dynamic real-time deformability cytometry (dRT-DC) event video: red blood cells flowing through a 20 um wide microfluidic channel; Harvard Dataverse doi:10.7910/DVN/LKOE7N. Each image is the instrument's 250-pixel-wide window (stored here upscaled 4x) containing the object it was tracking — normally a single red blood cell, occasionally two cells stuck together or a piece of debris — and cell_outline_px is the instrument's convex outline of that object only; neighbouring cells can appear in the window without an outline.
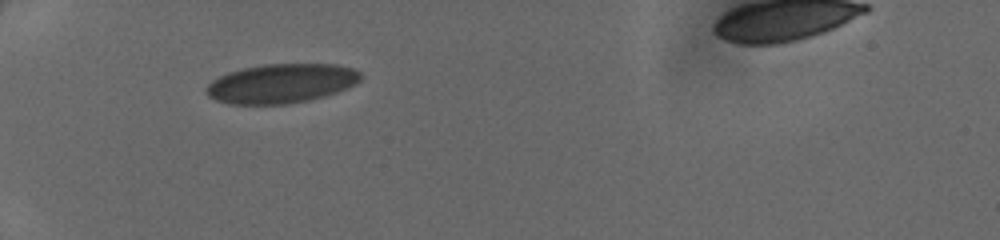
{"species": "human", "species_latin": "Homo sapiens", "temperature_condition": "cold", "stored_images_in_passage": 32, "camera_frame_rate_fps": 3000, "um_per_image_px": 0.085, "donor": {"sex": "female"}, "frame": {"image": 1, "passage_image": 1, "time_ms": 0.0, "image_size_px": [1000, 240], "cell_outline_px": [[360, 80], [336, 92], [324, 96], [308, 100], [284, 104], [232, 104], [216, 100], [208, 96], [204, 92], [204, 88], [212, 80], [228, 72], [244, 68], [264, 64], [336, 64], [352, 68], [360, 72]], "centroid_in_image_um": [23.85, 7.09], "position_along_channel_um": 61.1, "area_um2": 35.08}}
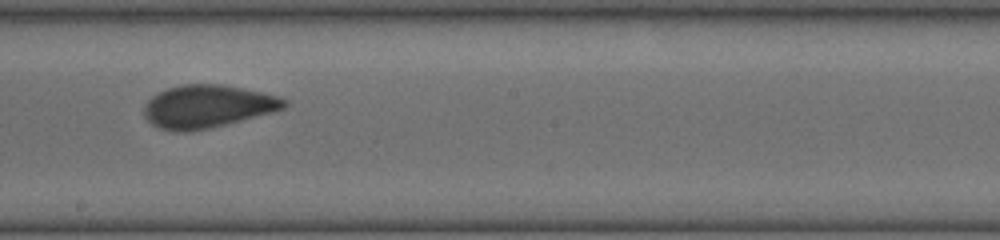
{"frame": {"image": 2, "passage_image": 14, "time_ms": 4.333, "image_size_px": [1000, 240], "cell_outline_px": [[288, 104], [284, 108], [272, 112], [208, 128], [184, 132], [160, 128], [152, 124], [144, 116], [144, 104], [152, 96], [168, 88], [180, 84], [220, 84], [244, 88], [280, 96], [288, 100]], "centroid_in_image_um": [17.64, 9.02], "position_along_channel_um": 230.6, "area_um2": 34.74}}
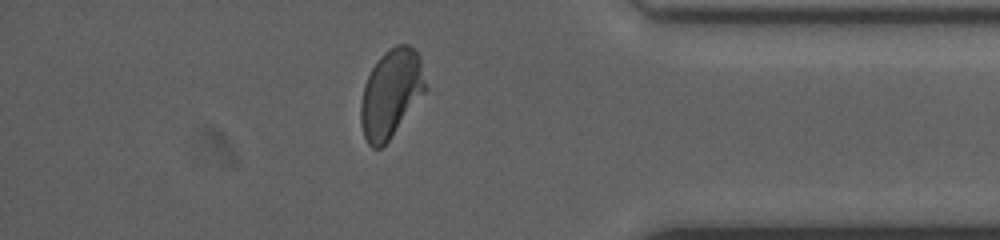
{"frame": {"image": 3, "passage_image": 27, "time_ms": 8.667, "image_size_px": [1000, 240], "cell_outline_px": [[428, 88], [388, 140], [380, 148], [372, 148], [368, 144], [364, 136], [360, 124], [360, 104], [364, 84], [372, 68], [380, 56], [388, 48], [396, 44], [408, 44], [420, 56]], "centroid_in_image_um": [33.23, 7.91], "position_along_channel_um": 402.0, "area_um2": 33.18}}